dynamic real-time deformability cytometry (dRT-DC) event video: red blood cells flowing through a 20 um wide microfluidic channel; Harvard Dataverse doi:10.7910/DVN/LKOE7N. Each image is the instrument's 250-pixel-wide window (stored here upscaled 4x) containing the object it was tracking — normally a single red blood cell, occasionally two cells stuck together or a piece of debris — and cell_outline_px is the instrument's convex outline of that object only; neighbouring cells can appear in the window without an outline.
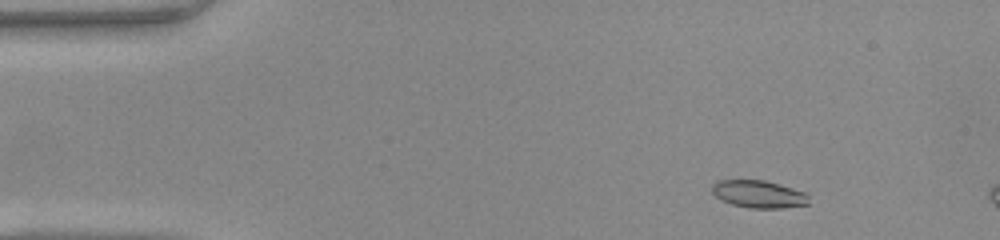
{"species": "common noctule bat (a hibernating species)", "species_latin": "Nyctalus noctula", "temperature_condition": "warm", "stored_images_in_passage": 9, "camera_frame_rate_fps": 3000, "um_per_image_px": 0.085, "animal": {"sex": "female", "body_mass_g": 22.0, "forearm_length_mm": 56.7}, "frame": {"image": 1, "passage_image": 4, "time_ms": 1.0, "image_size_px": [1000, 240], "cell_outline_px": [[808, 204], [784, 208], [748, 208], [732, 204], [720, 200], [712, 192], [712, 184], [716, 180], [764, 180], [792, 188], [804, 192], [808, 196]], "centroid_in_image_um": [64.45, 16.5], "position_along_channel_um": 20.6, "area_um2": 15.49}}